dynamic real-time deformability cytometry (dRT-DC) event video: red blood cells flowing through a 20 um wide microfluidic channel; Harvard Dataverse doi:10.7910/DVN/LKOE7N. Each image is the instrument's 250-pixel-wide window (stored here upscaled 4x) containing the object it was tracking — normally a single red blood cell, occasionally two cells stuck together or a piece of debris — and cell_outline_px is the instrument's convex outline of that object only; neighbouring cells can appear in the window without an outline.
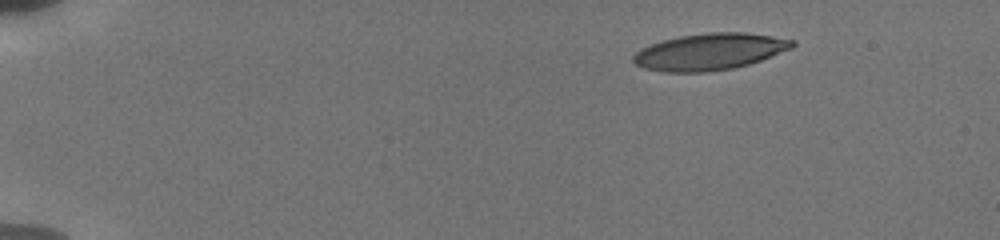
{"species": "human", "species_latin": "Homo sapiens", "temperature_condition": "cold", "stored_images_in_passage": 24, "camera_frame_rate_fps": 3000, "um_per_image_px": 0.085, "donor": {"sex": "male"}, "frame": {"image": 1, "passage_image": 1, "time_ms": 0.0, "image_size_px": [1000, 240], "cell_outline_px": [[796, 44], [792, 48], [760, 60], [748, 64], [732, 68], [704, 72], [664, 72], [644, 68], [636, 64], [632, 60], [632, 56], [640, 48], [664, 40], [680, 36], [708, 32], [744, 32], [796, 40]], "centroid_in_image_um": [60.31, 4.39], "position_along_channel_um": 24.7, "area_um2": 33.76}}
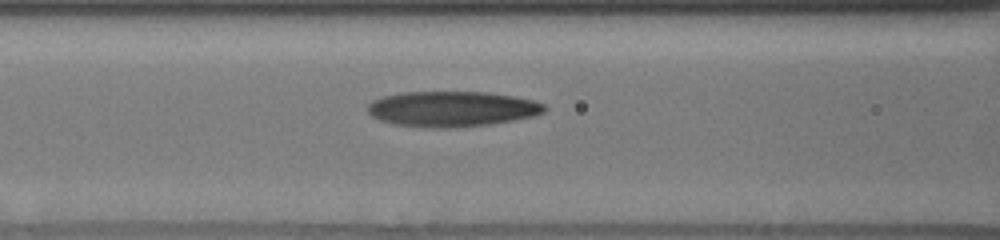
{"frame": {"image": 2, "passage_image": 11, "time_ms": 5.667, "image_size_px": [1000, 240], "cell_outline_px": [[548, 108], [544, 112], [536, 116], [488, 124], [456, 128], [428, 128], [396, 124], [380, 120], [372, 116], [368, 112], [368, 104], [372, 100], [384, 96], [400, 92], [488, 92], [512, 96], [532, 100], [544, 104]], "centroid_in_image_um": [38.42, 9.26], "position_along_channel_um": 128.2, "area_um2": 36.59}}
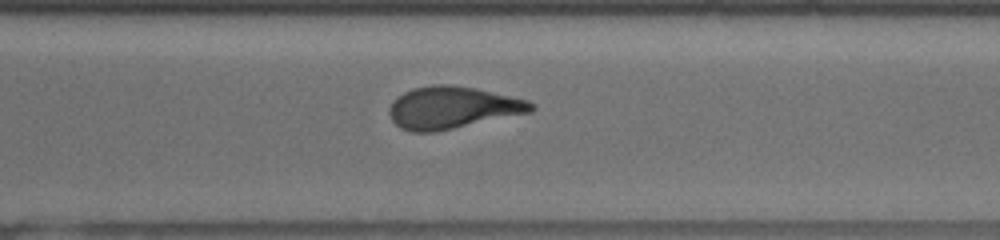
{"frame": {"image": 3, "passage_image": 24, "time_ms": 11.0, "image_size_px": [1000, 240], "cell_outline_px": [[536, 108], [532, 112], [432, 132], [408, 132], [400, 128], [392, 120], [388, 112], [388, 108], [392, 100], [396, 96], [412, 88], [432, 84], [452, 84], [476, 88], [528, 100], [536, 104]], "centroid_in_image_um": [38.43, 9.13], "position_along_channel_um": 332.2, "area_um2": 35.08}}